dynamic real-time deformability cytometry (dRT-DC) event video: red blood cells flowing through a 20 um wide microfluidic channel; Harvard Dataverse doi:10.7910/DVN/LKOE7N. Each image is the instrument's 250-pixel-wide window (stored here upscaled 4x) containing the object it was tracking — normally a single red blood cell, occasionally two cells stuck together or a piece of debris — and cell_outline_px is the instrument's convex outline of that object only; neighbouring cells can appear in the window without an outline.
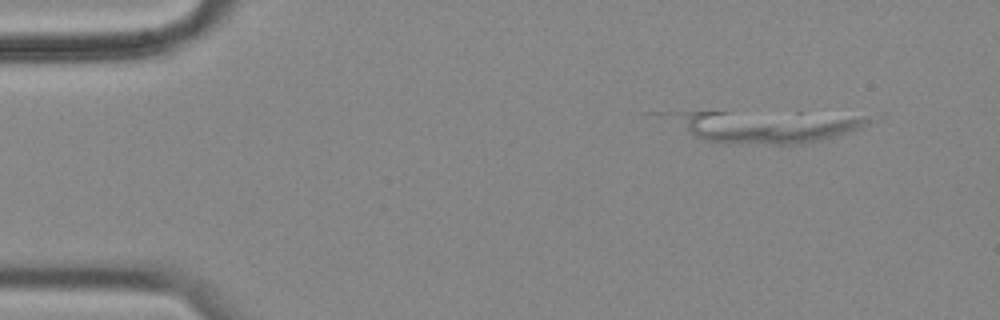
{"species": "common noctule bat (a hibernating species)", "species_latin": "Nyctalus noctula", "temperature_condition": "cold", "stored_images_in_passage": 2, "camera_frame_rate_fps": 3000, "um_per_image_px": 0.085, "animal": {"sex": "female", "body_mass_g": 18.4}, "frame": {"image": 1, "passage_image": 2, "time_ms": 0.333, "image_size_px": [1000, 320], "cell_outline_px": [[884, 112], [872, 120], [848, 132], [820, 140], [804, 144], [772, 144], [704, 140], [644, 112]], "centroid_in_image_um": [65.13, 10.66], "position_along_channel_um": 19.9, "area_um2": 39.3}}